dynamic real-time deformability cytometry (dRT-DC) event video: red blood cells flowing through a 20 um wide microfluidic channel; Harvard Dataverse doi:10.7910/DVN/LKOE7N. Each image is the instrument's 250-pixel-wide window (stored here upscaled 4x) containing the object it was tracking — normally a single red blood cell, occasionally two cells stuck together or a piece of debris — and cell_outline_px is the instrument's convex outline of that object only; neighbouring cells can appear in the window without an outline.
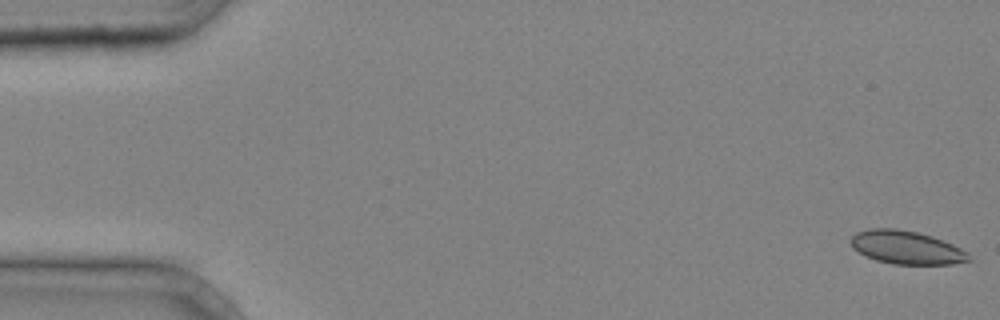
{"species": "common noctule bat (a hibernating species)", "species_latin": "Nyctalus noctula", "temperature_condition": "cold", "stored_images_in_passage": 42, "camera_frame_rate_fps": 3000, "um_per_image_px": 0.085, "animal": {"sex": "male", "body_mass_g": 20.4}, "frame": {"image": 1, "passage_image": 1, "time_ms": 0.0, "image_size_px": [1000, 320], "cell_outline_px": [[972, 260], [952, 264], [892, 264], [876, 260], [852, 248], [848, 240], [856, 232], [872, 228], [896, 228], [916, 232], [932, 236], [952, 244], [968, 252]], "centroid_in_image_um": [77.03, 21.03], "position_along_channel_um": 8.0, "area_um2": 22.89}}
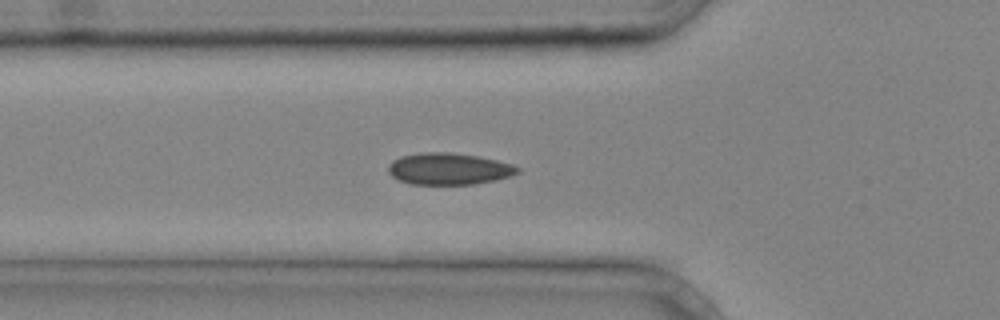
{"frame": {"image": 2, "passage_image": 15, "time_ms": 4.667, "image_size_px": [1000, 320], "cell_outline_px": [[520, 172], [512, 176], [496, 180], [476, 184], [412, 184], [400, 180], [392, 176], [388, 172], [388, 164], [392, 160], [400, 156], [424, 152], [448, 152], [476, 156], [496, 160], [512, 164], [520, 168]], "centroid_in_image_um": [38.16, 14.35], "position_along_channel_um": 87.6, "area_um2": 23.93}}
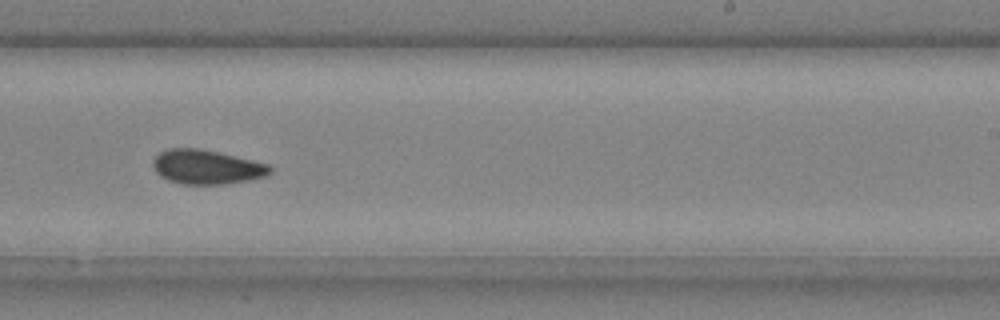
{"frame": {"image": 3, "passage_image": 27, "time_ms": 8.667, "image_size_px": [1000, 320], "cell_outline_px": [[272, 172], [264, 176], [248, 180], [224, 184], [180, 184], [168, 180], [160, 176], [156, 172], [152, 164], [152, 160], [160, 152], [168, 148], [200, 148], [252, 160], [268, 164], [272, 168]], "centroid_in_image_um": [17.53, 14.19], "position_along_channel_um": 271.5, "area_um2": 23.35}}